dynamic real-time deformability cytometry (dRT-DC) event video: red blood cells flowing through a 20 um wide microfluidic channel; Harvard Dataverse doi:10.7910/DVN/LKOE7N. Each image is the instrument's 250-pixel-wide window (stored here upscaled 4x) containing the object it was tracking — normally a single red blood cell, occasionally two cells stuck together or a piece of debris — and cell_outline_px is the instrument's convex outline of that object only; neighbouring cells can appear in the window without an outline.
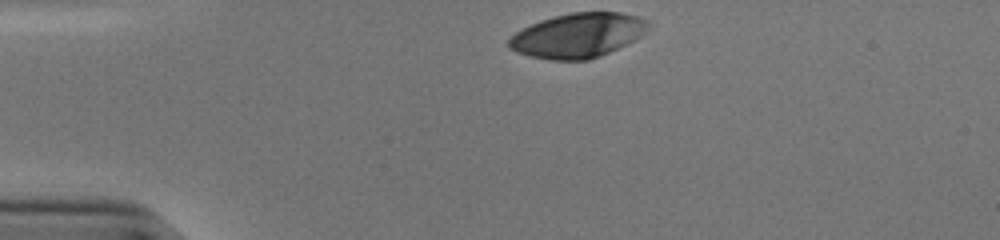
{"species": "human", "species_latin": "Homo sapiens", "temperature_condition": "cold", "stored_images_in_passage": 32, "camera_frame_rate_fps": 3000, "um_per_image_px": 0.085, "donor": {"sex": "male"}, "frame": {"image": 1, "passage_image": 1, "time_ms": 0.0, "image_size_px": [1000, 240], "cell_outline_px": [[648, 32], [636, 40], [600, 56], [588, 60], [552, 60], [532, 56], [516, 52], [508, 48], [508, 40], [516, 32], [540, 20], [552, 16], [572, 12], [620, 12], [640, 16], [648, 20]], "centroid_in_image_um": [49.16, 3.0], "position_along_channel_um": 35.8, "area_um2": 36.36}}
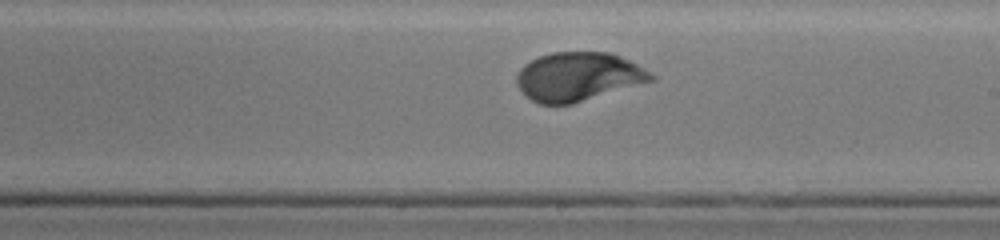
{"frame": {"image": 2, "passage_image": 21, "time_ms": 6.667, "image_size_px": [1000, 240], "cell_outline_px": [[656, 80], [572, 104], [540, 104], [532, 100], [516, 84], [516, 76], [520, 68], [524, 64], [540, 56], [552, 52], [608, 52], [628, 60], [644, 68], [656, 76]], "centroid_in_image_um": [49.16, 6.52], "position_along_channel_um": 239.8, "area_um2": 38.03}}
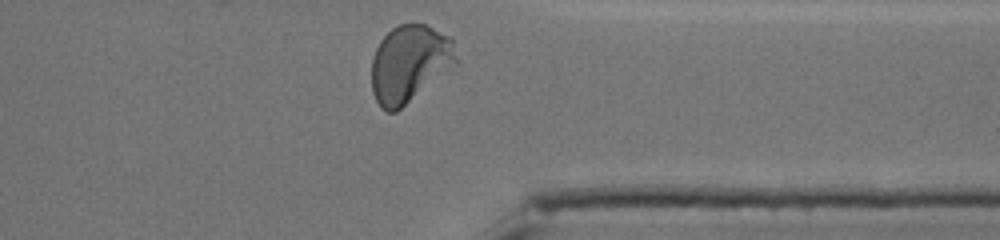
{"frame": {"image": 3, "passage_image": 32, "time_ms": 10.333, "image_size_px": [1000, 240], "cell_outline_px": [[460, 60], [456, 64], [396, 112], [388, 112], [380, 108], [372, 92], [372, 56], [380, 40], [392, 28], [400, 24], [424, 24], [452, 36]], "centroid_in_image_um": [34.83, 5.39], "position_along_channel_um": 376.6, "area_um2": 38.32}, "authors_computed_cell_mechanics": {"area_um2": 38.0613, "velocity_mm_per_s": 3.7961, "shape_relaxation_time_tau1_ms": 3.6636, "shape_relaxation_time_tau2_ms": null, "deformation_change_tau1": 0.1945, "deformation_change_tau2": null}}